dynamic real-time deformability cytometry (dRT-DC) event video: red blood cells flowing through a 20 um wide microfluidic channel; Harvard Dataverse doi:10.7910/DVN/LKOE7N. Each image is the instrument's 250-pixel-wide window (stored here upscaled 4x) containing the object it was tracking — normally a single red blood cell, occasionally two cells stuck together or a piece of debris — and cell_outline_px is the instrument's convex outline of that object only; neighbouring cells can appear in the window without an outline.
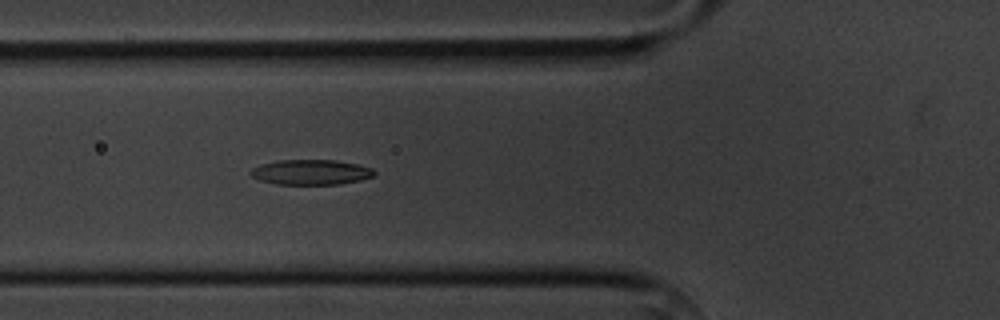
{"species": "common noctule bat (a hibernating species)", "species_latin": "Nyctalus noctula", "temperature_condition": "cold", "stored_images_in_passage": 6, "camera_frame_rate_fps": 3000, "um_per_image_px": 0.085, "animal": {"sex": "male", "body_mass_g": 20.1, "forearm_length_mm": 53.5}, "frame": {"image": 1, "passage_image": 6, "time_ms": 6.0, "image_size_px": [1000, 320], "cell_outline_px": [[376, 172], [372, 176], [360, 180], [340, 184], [276, 184], [260, 180], [252, 176], [248, 172], [252, 168], [260, 164], [280, 160], [336, 160], [356, 164], [372, 168]], "centroid_in_image_um": [26.4, 14.63], "position_along_channel_um": 99.4, "area_um2": 18.03}}